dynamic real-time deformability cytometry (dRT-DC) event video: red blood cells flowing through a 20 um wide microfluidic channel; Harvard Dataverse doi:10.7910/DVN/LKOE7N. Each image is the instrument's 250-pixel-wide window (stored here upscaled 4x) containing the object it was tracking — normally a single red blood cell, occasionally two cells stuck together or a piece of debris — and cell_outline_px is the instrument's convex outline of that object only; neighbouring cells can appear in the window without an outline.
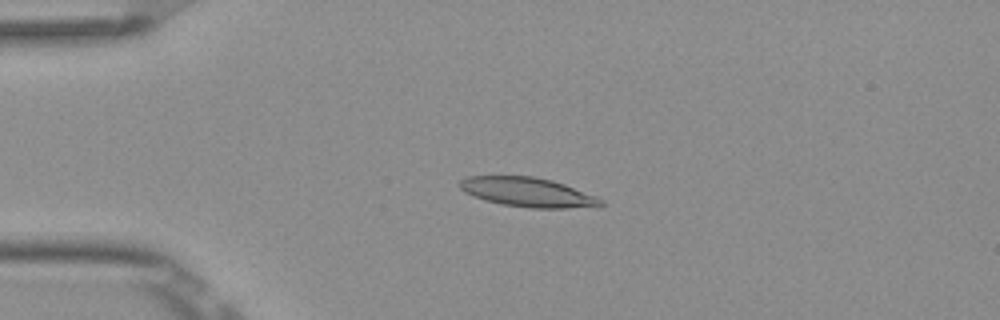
{"species": "Egyptian fruit bat (a non-hibernating species)", "species_latin": "Rousettus aegyptiacus", "temperature_condition": "room temperature", "stored_images_in_passage": 4, "camera_frame_rate_fps": 3000, "um_per_image_px": 0.085, "frame": {"image": 1, "passage_image": 3, "time_ms": 0.667, "image_size_px": [1000, 320], "cell_outline_px": [[604, 204], [564, 208], [532, 208], [504, 204], [484, 200], [472, 196], [464, 192], [460, 188], [460, 180], [468, 176], [532, 176], [552, 180], [564, 184], [596, 196], [604, 200]], "centroid_in_image_um": [44.81, 16.32], "position_along_channel_um": 40.2, "area_um2": 23.81}}